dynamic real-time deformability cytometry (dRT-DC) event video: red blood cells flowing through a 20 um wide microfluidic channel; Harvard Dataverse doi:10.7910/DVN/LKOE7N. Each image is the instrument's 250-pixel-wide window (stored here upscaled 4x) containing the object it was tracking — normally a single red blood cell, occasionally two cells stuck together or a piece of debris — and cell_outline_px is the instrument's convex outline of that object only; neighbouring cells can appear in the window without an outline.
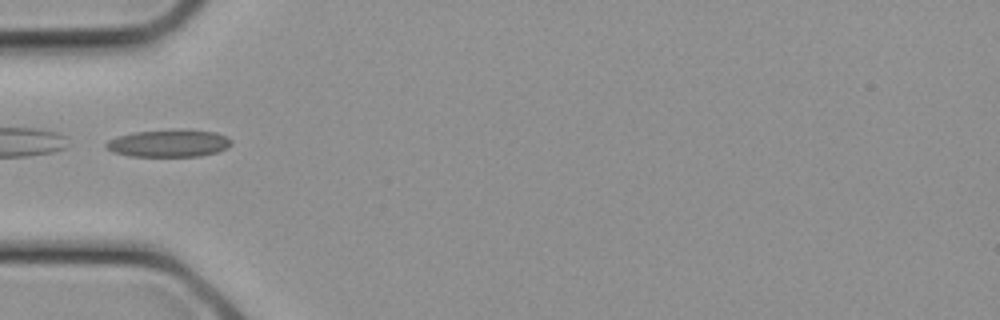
{"species": "common noctule bat (a hibernating species)", "species_latin": "Nyctalus noctula", "temperature_condition": "cold", "stored_images_in_passage": 9, "camera_frame_rate_fps": 3000, "um_per_image_px": 0.085, "animal": {"sex": "female", "body_mass_g": 21.9}, "frame": {"image": 1, "passage_image": 8, "time_ms": 2.333, "image_size_px": [1000, 320], "cell_outline_px": [[232, 144], [228, 148], [216, 152], [200, 156], [128, 156], [112, 152], [104, 144], [108, 140], [132, 132], [176, 128], [184, 128], [216, 132], [228, 136], [232, 140]], "centroid_in_image_um": [14.4, 12.15], "position_along_channel_um": 70.6, "area_um2": 20.46}}